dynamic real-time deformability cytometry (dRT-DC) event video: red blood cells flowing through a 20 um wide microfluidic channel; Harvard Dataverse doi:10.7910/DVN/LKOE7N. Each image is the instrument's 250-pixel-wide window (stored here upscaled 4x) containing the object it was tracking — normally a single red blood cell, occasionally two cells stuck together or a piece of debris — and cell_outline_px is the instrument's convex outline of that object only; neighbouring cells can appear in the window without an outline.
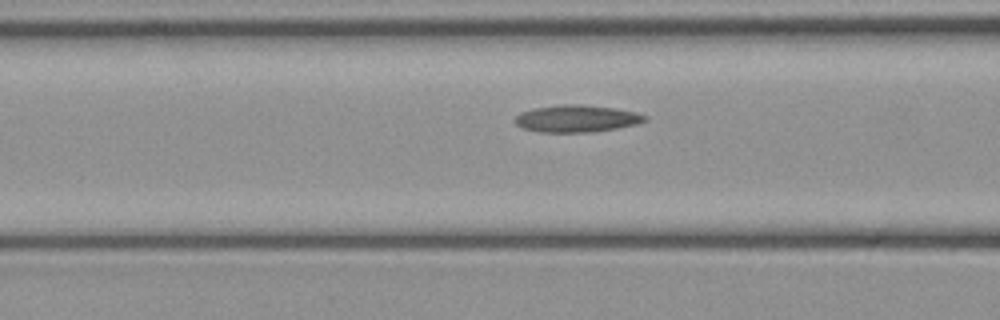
{"species": "common noctule bat (a hibernating species)", "species_latin": "Nyctalus noctula", "temperature_condition": "cold", "stored_images_in_passage": 17, "camera_frame_rate_fps": 3000, "um_per_image_px": 0.085, "animal": {"sex": "female", "body_mass_g": 21.9}, "frame": {"image": 1, "passage_image": 12, "time_ms": 3.667, "image_size_px": [1000, 320], "cell_outline_px": [[648, 120], [636, 124], [616, 128], [592, 132], [536, 132], [524, 128], [516, 124], [512, 120], [520, 112], [532, 108], [564, 104], [580, 104], [616, 108], [636, 112], [648, 116]], "centroid_in_image_um": [49.0, 10.07], "position_along_channel_um": 117.6, "area_um2": 20.69}}
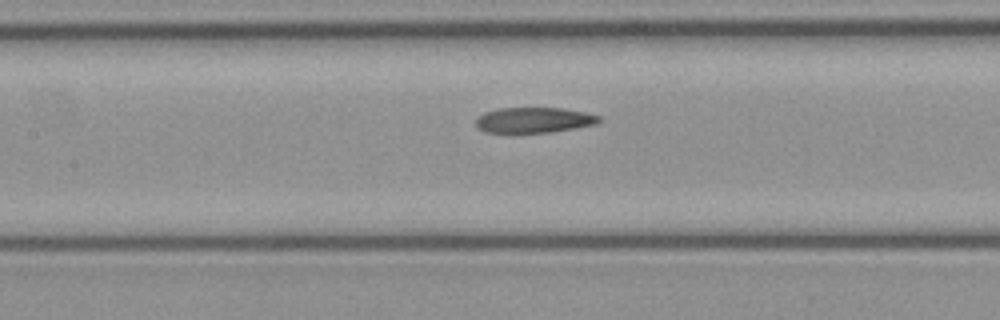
{"frame": {"image": 2, "passage_image": 15, "time_ms": 4.667, "image_size_px": [1000, 320], "cell_outline_px": [[600, 120], [596, 124], [576, 128], [552, 132], [484, 132], [476, 124], [476, 116], [484, 112], [496, 108], [564, 108], [584, 112], [600, 116]], "centroid_in_image_um": [45.37, 10.19], "position_along_channel_um": 162.0, "area_um2": 18.26}}